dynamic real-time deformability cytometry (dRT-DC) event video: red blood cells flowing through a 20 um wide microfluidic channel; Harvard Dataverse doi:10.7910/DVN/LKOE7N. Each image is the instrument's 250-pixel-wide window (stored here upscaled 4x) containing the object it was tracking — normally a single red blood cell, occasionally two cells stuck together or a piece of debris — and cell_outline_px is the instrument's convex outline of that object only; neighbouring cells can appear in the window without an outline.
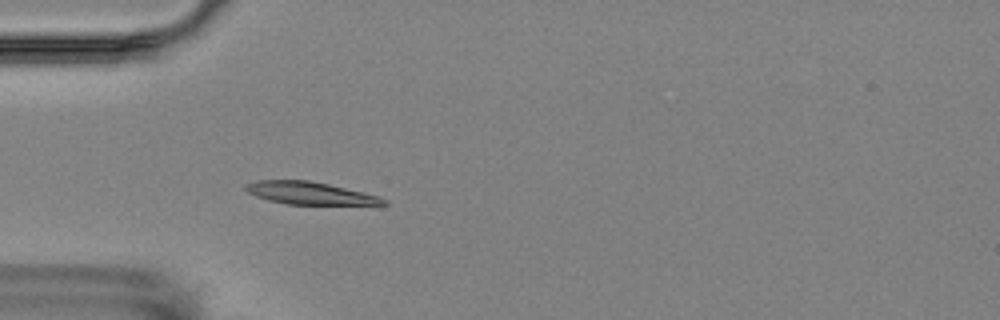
{"species": "Egyptian fruit bat (a non-hibernating species)", "species_latin": "Rousettus aegyptiacus", "temperature_condition": "room temperature", "stored_images_in_passage": 2, "camera_frame_rate_fps": 3000, "um_per_image_px": 0.085, "animal": {"sex": "female"}, "frame": {"image": 1, "passage_image": 2, "time_ms": 1.333, "image_size_px": [1000, 320], "cell_outline_px": [[388, 204], [288, 204], [268, 200], [256, 196], [248, 192], [244, 188], [244, 184], [256, 180], [308, 180], [328, 184], [364, 192], [380, 196], [388, 200]], "centroid_in_image_um": [26.32, 16.41], "position_along_channel_um": 58.7, "area_um2": 17.98}}